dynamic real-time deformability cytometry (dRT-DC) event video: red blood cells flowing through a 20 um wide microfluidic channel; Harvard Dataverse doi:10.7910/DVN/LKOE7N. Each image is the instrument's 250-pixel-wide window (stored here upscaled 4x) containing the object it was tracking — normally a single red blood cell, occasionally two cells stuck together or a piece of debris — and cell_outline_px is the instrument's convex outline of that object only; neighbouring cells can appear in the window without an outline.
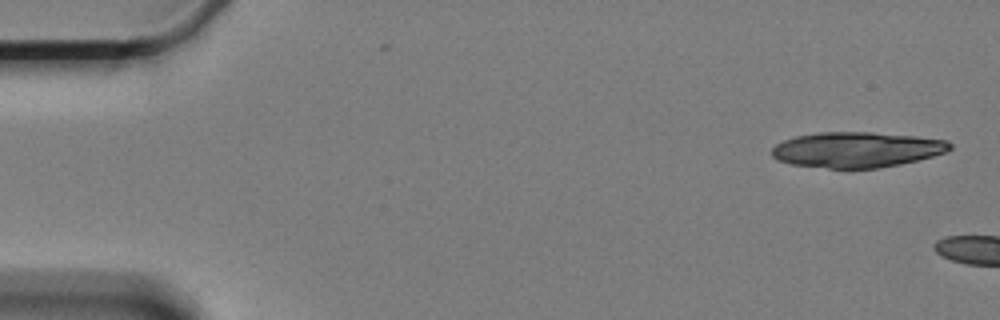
{"species": "Egyptian fruit bat (a non-hibernating species)", "species_latin": "Rousettus aegyptiacus", "temperature_condition": "cold", "stored_images_in_passage": 2, "camera_frame_rate_fps": 3000, "um_per_image_px": 0.085, "animal": {"sex": "female"}, "frame": {"image": 1, "passage_image": 1, "time_ms": 0.0, "image_size_px": [1000, 320], "cell_outline_px": [[952, 148], [948, 152], [900, 164], [876, 168], [828, 168], [792, 164], [780, 160], [772, 156], [772, 148], [776, 144], [784, 140], [796, 136], [820, 132], [872, 132], [916, 136], [948, 140], [952, 144]], "centroid_in_image_um": [72.86, 12.71], "position_along_channel_um": 12.1, "area_um2": 36.7}}